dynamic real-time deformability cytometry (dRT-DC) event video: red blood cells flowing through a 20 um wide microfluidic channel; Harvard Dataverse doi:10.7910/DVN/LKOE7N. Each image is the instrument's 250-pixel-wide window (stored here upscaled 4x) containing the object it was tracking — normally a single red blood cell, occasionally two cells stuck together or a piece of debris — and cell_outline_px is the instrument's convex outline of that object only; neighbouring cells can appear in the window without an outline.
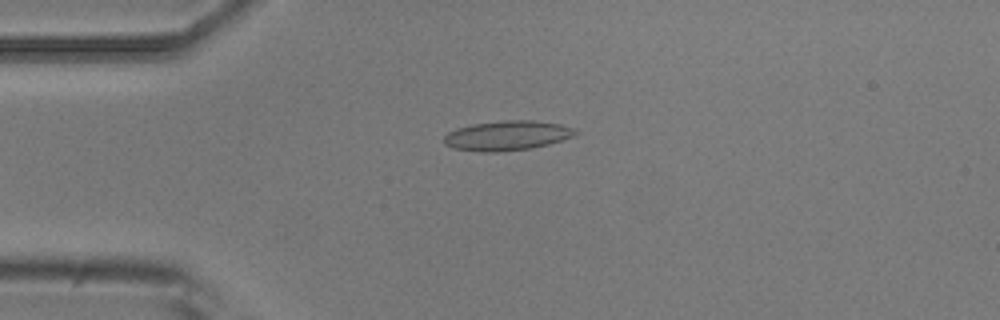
{"species": "common noctule bat (a hibernating species)", "species_latin": "Nyctalus noctula", "temperature_condition": "room temperature", "stored_images_in_passage": 45, "camera_frame_rate_fps": 3000, "um_per_image_px": 0.085, "animal": {"sex": "male", "body_mass_g": 20.5, "forearm_length_mm": 52.5}, "frame": {"image": 1, "passage_image": 4, "time_ms": 1.0, "image_size_px": [1000, 320], "cell_outline_px": [[580, 132], [572, 136], [548, 144], [532, 148], [496, 152], [484, 152], [452, 148], [444, 144], [444, 136], [448, 132], [456, 128], [472, 124], [504, 120], [532, 120], [560, 124], [572, 128]], "centroid_in_image_um": [43.07, 11.52], "position_along_channel_um": 41.9, "area_um2": 22.66}}
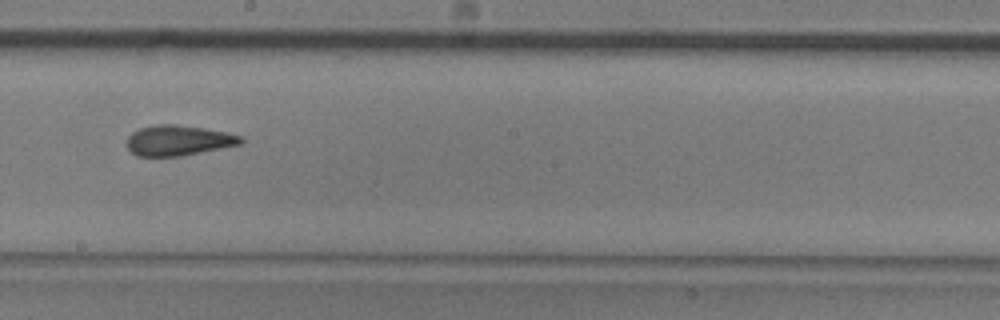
{"frame": {"image": 2, "passage_image": 21, "time_ms": 6.667, "image_size_px": [1000, 320], "cell_outline_px": [[244, 140], [240, 144], [180, 156], [136, 156], [128, 148], [128, 136], [132, 132], [140, 128], [152, 124], [176, 124], [204, 128], [228, 132], [244, 136]], "centroid_in_image_um": [15.17, 11.92], "position_along_channel_um": 233.0, "area_um2": 20.17}}
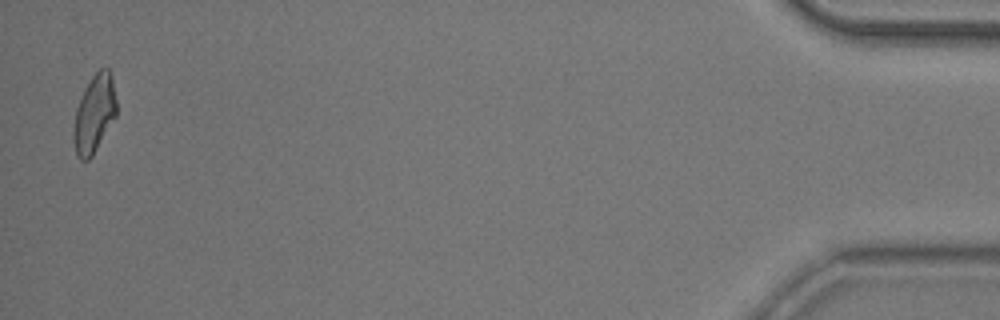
{"frame": {"image": 3, "passage_image": 44, "time_ms": 14.333, "image_size_px": [1000, 320], "cell_outline_px": [[116, 116], [92, 156], [88, 160], [80, 160], [76, 156], [72, 136], [72, 132], [76, 108], [84, 88], [92, 76], [100, 68], [108, 68], [112, 76], [116, 100]], "centroid_in_image_um": [7.99, 9.68], "position_along_channel_um": 427.2, "area_um2": 19.59}, "authors_computed_cell_mechanics": {"area_um2": 20.3456, "velocity_mm_per_s": 3.7324, "shape_relaxation_time_tau1_ms": 5.5177, "shape_relaxation_time_tau2_ms": 2.3191, "deformation_change_tau1": 0.1561, "deformation_change_tau2": 0.0919}}